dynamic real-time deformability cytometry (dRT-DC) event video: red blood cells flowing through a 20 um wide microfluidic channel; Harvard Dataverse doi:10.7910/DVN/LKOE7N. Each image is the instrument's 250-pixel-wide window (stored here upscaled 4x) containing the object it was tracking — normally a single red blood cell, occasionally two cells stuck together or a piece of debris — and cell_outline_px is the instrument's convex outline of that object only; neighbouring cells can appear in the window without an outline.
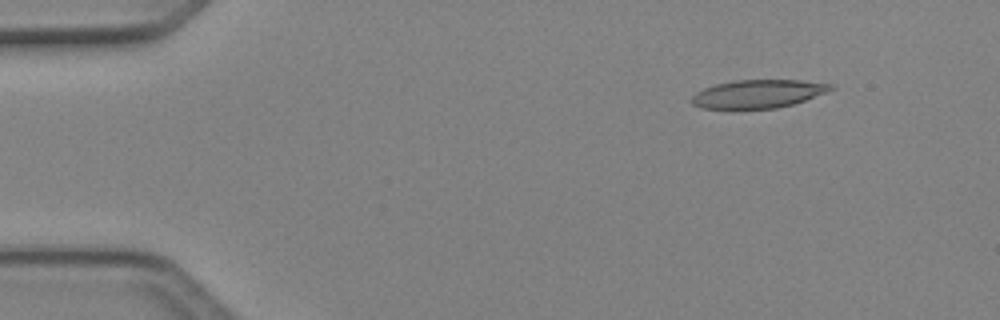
{"species": "Egyptian fruit bat (a non-hibernating species)", "species_latin": "Rousettus aegyptiacus", "temperature_condition": "cold", "stored_images_in_passage": 4, "camera_frame_rate_fps": 3000, "um_per_image_px": 0.085, "animal": {"sex": "female"}, "frame": {"image": 1, "passage_image": 2, "time_ms": 0.333, "image_size_px": [1000, 320], "cell_outline_px": [[836, 88], [828, 92], [792, 104], [776, 108], [728, 112], [704, 108], [692, 104], [688, 100], [696, 92], [704, 88], [716, 84], [732, 80], [800, 80], [832, 84]], "centroid_in_image_um": [64.35, 8.02], "position_along_channel_um": 20.7, "area_um2": 23.87}}